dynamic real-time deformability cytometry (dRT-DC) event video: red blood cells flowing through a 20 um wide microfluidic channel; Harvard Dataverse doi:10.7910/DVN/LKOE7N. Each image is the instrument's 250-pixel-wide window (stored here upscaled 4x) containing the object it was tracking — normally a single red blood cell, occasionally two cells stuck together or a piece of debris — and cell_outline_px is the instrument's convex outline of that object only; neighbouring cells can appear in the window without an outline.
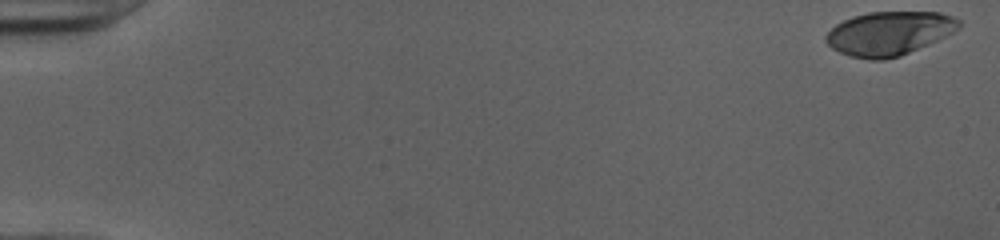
{"species": "human", "species_latin": "Homo sapiens", "temperature_condition": "cold", "stored_images_in_passage": 52, "camera_frame_rate_fps": 3000, "um_per_image_px": 0.085, "donor": {"sex": "female"}, "frame": {"image": 1, "passage_image": 1, "time_ms": 0.0, "image_size_px": [1000, 240], "cell_outline_px": [[960, 28], [928, 44], [900, 56], [884, 60], [872, 60], [852, 56], [840, 52], [832, 48], [824, 40], [824, 36], [836, 24], [852, 16], [868, 12], [940, 12], [952, 16], [960, 20]], "centroid_in_image_um": [75.56, 2.83], "position_along_channel_um": 9.4, "area_um2": 33.81}}
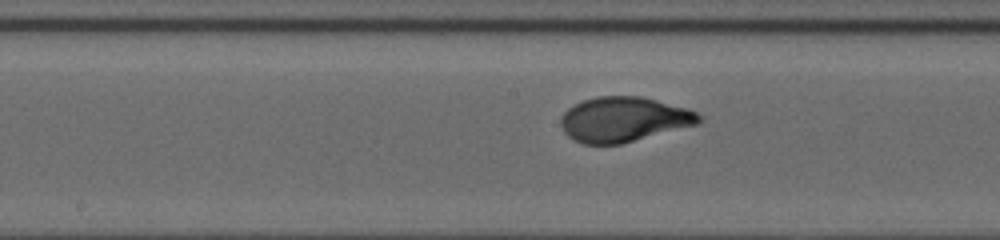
{"frame": {"image": 2, "passage_image": 28, "time_ms": 9.0, "image_size_px": [1000, 240], "cell_outline_px": [[704, 120], [700, 124], [620, 144], [584, 144], [572, 140], [564, 132], [560, 124], [560, 116], [568, 108], [584, 100], [596, 96], [640, 96], [688, 108], [704, 116]], "centroid_in_image_um": [53.04, 10.15], "position_along_channel_um": 195.2, "area_um2": 36.47}}
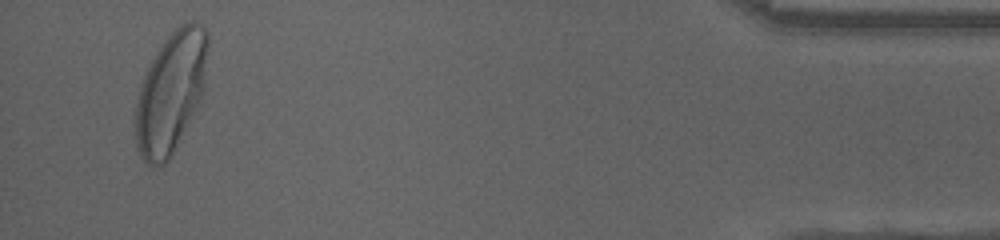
{"frame": {"image": 3, "passage_image": 50, "time_ms": 16.333, "image_size_px": [1000, 240], "cell_outline_px": [[208, 48], [204, 92], [200, 100], [168, 160], [164, 164], [156, 168], [152, 168], [140, 156], [136, 144], [136, 104], [140, 88], [144, 76], [156, 52], [168, 36], [180, 24], [188, 20], [192, 20], [200, 24], [208, 32]], "centroid_in_image_um": [14.54, 7.82], "position_along_channel_um": 420.7, "area_um2": 50.52}, "authors_computed_cell_mechanics": {"area_um2": 35.6048, "velocity_mm_per_s": 3.9877, "shape_relaxation_time_tau1_ms": 3.3462, "shape_relaxation_time_tau2_ms": null, "deformation_change_tau1": 0.1996, "deformation_change_tau2": null}}